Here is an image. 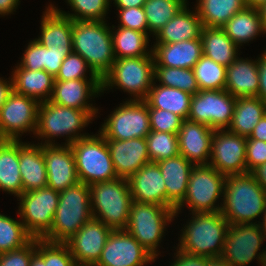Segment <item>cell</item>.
Wrapping results in <instances>:
<instances>
[{
	"instance_id": "26",
	"label": "cell",
	"mask_w": 266,
	"mask_h": 266,
	"mask_svg": "<svg viewBox=\"0 0 266 266\" xmlns=\"http://www.w3.org/2000/svg\"><path fill=\"white\" fill-rule=\"evenodd\" d=\"M225 90L233 97H257L259 91L258 58L238 56L226 71Z\"/></svg>"
},
{
	"instance_id": "40",
	"label": "cell",
	"mask_w": 266,
	"mask_h": 266,
	"mask_svg": "<svg viewBox=\"0 0 266 266\" xmlns=\"http://www.w3.org/2000/svg\"><path fill=\"white\" fill-rule=\"evenodd\" d=\"M154 80H158L159 85L177 88L191 95L200 91L193 69L155 66Z\"/></svg>"
},
{
	"instance_id": "60",
	"label": "cell",
	"mask_w": 266,
	"mask_h": 266,
	"mask_svg": "<svg viewBox=\"0 0 266 266\" xmlns=\"http://www.w3.org/2000/svg\"><path fill=\"white\" fill-rule=\"evenodd\" d=\"M30 266H48V263H45L44 259L35 252L32 255Z\"/></svg>"
},
{
	"instance_id": "65",
	"label": "cell",
	"mask_w": 266,
	"mask_h": 266,
	"mask_svg": "<svg viewBox=\"0 0 266 266\" xmlns=\"http://www.w3.org/2000/svg\"><path fill=\"white\" fill-rule=\"evenodd\" d=\"M75 266H96V265H89V264H76Z\"/></svg>"
},
{
	"instance_id": "52",
	"label": "cell",
	"mask_w": 266,
	"mask_h": 266,
	"mask_svg": "<svg viewBox=\"0 0 266 266\" xmlns=\"http://www.w3.org/2000/svg\"><path fill=\"white\" fill-rule=\"evenodd\" d=\"M174 253V261L169 266H206V259L208 257L191 255L178 249Z\"/></svg>"
},
{
	"instance_id": "45",
	"label": "cell",
	"mask_w": 266,
	"mask_h": 266,
	"mask_svg": "<svg viewBox=\"0 0 266 266\" xmlns=\"http://www.w3.org/2000/svg\"><path fill=\"white\" fill-rule=\"evenodd\" d=\"M89 71V76L86 73ZM73 79H100L90 68L88 63L77 53L71 52L62 62L60 70L55 77L57 81Z\"/></svg>"
},
{
	"instance_id": "20",
	"label": "cell",
	"mask_w": 266,
	"mask_h": 266,
	"mask_svg": "<svg viewBox=\"0 0 266 266\" xmlns=\"http://www.w3.org/2000/svg\"><path fill=\"white\" fill-rule=\"evenodd\" d=\"M106 143L118 178L128 180L144 165L151 162L145 138L106 139Z\"/></svg>"
},
{
	"instance_id": "63",
	"label": "cell",
	"mask_w": 266,
	"mask_h": 266,
	"mask_svg": "<svg viewBox=\"0 0 266 266\" xmlns=\"http://www.w3.org/2000/svg\"><path fill=\"white\" fill-rule=\"evenodd\" d=\"M261 217H263V218L259 219V225H260V227L262 228V230L264 231V233L266 235V208H265V211H264V213H263V215Z\"/></svg>"
},
{
	"instance_id": "58",
	"label": "cell",
	"mask_w": 266,
	"mask_h": 266,
	"mask_svg": "<svg viewBox=\"0 0 266 266\" xmlns=\"http://www.w3.org/2000/svg\"><path fill=\"white\" fill-rule=\"evenodd\" d=\"M251 173L254 175L261 187L266 191V163L254 169Z\"/></svg>"
},
{
	"instance_id": "25",
	"label": "cell",
	"mask_w": 266,
	"mask_h": 266,
	"mask_svg": "<svg viewBox=\"0 0 266 266\" xmlns=\"http://www.w3.org/2000/svg\"><path fill=\"white\" fill-rule=\"evenodd\" d=\"M151 48L155 66L192 69L203 55L201 39L154 43Z\"/></svg>"
},
{
	"instance_id": "9",
	"label": "cell",
	"mask_w": 266,
	"mask_h": 266,
	"mask_svg": "<svg viewBox=\"0 0 266 266\" xmlns=\"http://www.w3.org/2000/svg\"><path fill=\"white\" fill-rule=\"evenodd\" d=\"M225 180L226 176L213 166L195 165L190 172L185 198L175 208V218L185 205L191 213L221 211L219 199L223 201Z\"/></svg>"
},
{
	"instance_id": "64",
	"label": "cell",
	"mask_w": 266,
	"mask_h": 266,
	"mask_svg": "<svg viewBox=\"0 0 266 266\" xmlns=\"http://www.w3.org/2000/svg\"><path fill=\"white\" fill-rule=\"evenodd\" d=\"M262 266H266V248L264 250L263 259H262Z\"/></svg>"
},
{
	"instance_id": "1",
	"label": "cell",
	"mask_w": 266,
	"mask_h": 266,
	"mask_svg": "<svg viewBox=\"0 0 266 266\" xmlns=\"http://www.w3.org/2000/svg\"><path fill=\"white\" fill-rule=\"evenodd\" d=\"M98 111L99 109L69 108L50 101L40 102L34 136L42 139L39 143L41 145H56L53 140L55 137H65L66 141L62 145H70L89 135L81 131L92 123Z\"/></svg>"
},
{
	"instance_id": "44",
	"label": "cell",
	"mask_w": 266,
	"mask_h": 266,
	"mask_svg": "<svg viewBox=\"0 0 266 266\" xmlns=\"http://www.w3.org/2000/svg\"><path fill=\"white\" fill-rule=\"evenodd\" d=\"M36 252L48 266H75V260L66 243H53L36 239Z\"/></svg>"
},
{
	"instance_id": "54",
	"label": "cell",
	"mask_w": 266,
	"mask_h": 266,
	"mask_svg": "<svg viewBox=\"0 0 266 266\" xmlns=\"http://www.w3.org/2000/svg\"><path fill=\"white\" fill-rule=\"evenodd\" d=\"M3 77L0 78V108L5 104L7 101L8 97L13 91V81L12 77L10 76L7 79ZM7 80V81H6Z\"/></svg>"
},
{
	"instance_id": "42",
	"label": "cell",
	"mask_w": 266,
	"mask_h": 266,
	"mask_svg": "<svg viewBox=\"0 0 266 266\" xmlns=\"http://www.w3.org/2000/svg\"><path fill=\"white\" fill-rule=\"evenodd\" d=\"M111 0H66L74 13L65 12L54 6L61 14L73 21H106Z\"/></svg>"
},
{
	"instance_id": "47",
	"label": "cell",
	"mask_w": 266,
	"mask_h": 266,
	"mask_svg": "<svg viewBox=\"0 0 266 266\" xmlns=\"http://www.w3.org/2000/svg\"><path fill=\"white\" fill-rule=\"evenodd\" d=\"M119 18V27H125L148 35V24L143 7H130L126 9H117Z\"/></svg>"
},
{
	"instance_id": "17",
	"label": "cell",
	"mask_w": 266,
	"mask_h": 266,
	"mask_svg": "<svg viewBox=\"0 0 266 266\" xmlns=\"http://www.w3.org/2000/svg\"><path fill=\"white\" fill-rule=\"evenodd\" d=\"M148 252L126 230H112L96 266H146L155 262Z\"/></svg>"
},
{
	"instance_id": "8",
	"label": "cell",
	"mask_w": 266,
	"mask_h": 266,
	"mask_svg": "<svg viewBox=\"0 0 266 266\" xmlns=\"http://www.w3.org/2000/svg\"><path fill=\"white\" fill-rule=\"evenodd\" d=\"M82 137L70 144L80 182L88 186L118 178L106 139L99 133Z\"/></svg>"
},
{
	"instance_id": "14",
	"label": "cell",
	"mask_w": 266,
	"mask_h": 266,
	"mask_svg": "<svg viewBox=\"0 0 266 266\" xmlns=\"http://www.w3.org/2000/svg\"><path fill=\"white\" fill-rule=\"evenodd\" d=\"M236 98L224 90H200L192 95L189 120L210 128L227 129L232 120Z\"/></svg>"
},
{
	"instance_id": "29",
	"label": "cell",
	"mask_w": 266,
	"mask_h": 266,
	"mask_svg": "<svg viewBox=\"0 0 266 266\" xmlns=\"http://www.w3.org/2000/svg\"><path fill=\"white\" fill-rule=\"evenodd\" d=\"M187 3L163 28L155 35L154 43H176L201 39L202 22L197 10H190Z\"/></svg>"
},
{
	"instance_id": "32",
	"label": "cell",
	"mask_w": 266,
	"mask_h": 266,
	"mask_svg": "<svg viewBox=\"0 0 266 266\" xmlns=\"http://www.w3.org/2000/svg\"><path fill=\"white\" fill-rule=\"evenodd\" d=\"M203 55L228 67L238 58L239 47L227 36L222 27L203 26L201 31Z\"/></svg>"
},
{
	"instance_id": "51",
	"label": "cell",
	"mask_w": 266,
	"mask_h": 266,
	"mask_svg": "<svg viewBox=\"0 0 266 266\" xmlns=\"http://www.w3.org/2000/svg\"><path fill=\"white\" fill-rule=\"evenodd\" d=\"M71 52L72 51L48 50L43 46V70L55 78L60 70L62 62Z\"/></svg>"
},
{
	"instance_id": "4",
	"label": "cell",
	"mask_w": 266,
	"mask_h": 266,
	"mask_svg": "<svg viewBox=\"0 0 266 266\" xmlns=\"http://www.w3.org/2000/svg\"><path fill=\"white\" fill-rule=\"evenodd\" d=\"M73 52L79 54L102 79L114 61L111 26L106 21H73Z\"/></svg>"
},
{
	"instance_id": "43",
	"label": "cell",
	"mask_w": 266,
	"mask_h": 266,
	"mask_svg": "<svg viewBox=\"0 0 266 266\" xmlns=\"http://www.w3.org/2000/svg\"><path fill=\"white\" fill-rule=\"evenodd\" d=\"M145 139L153 163L180 155L178 134L151 130Z\"/></svg>"
},
{
	"instance_id": "33",
	"label": "cell",
	"mask_w": 266,
	"mask_h": 266,
	"mask_svg": "<svg viewBox=\"0 0 266 266\" xmlns=\"http://www.w3.org/2000/svg\"><path fill=\"white\" fill-rule=\"evenodd\" d=\"M222 28L239 48L255 40L259 34H266L258 8L248 6L235 13Z\"/></svg>"
},
{
	"instance_id": "10",
	"label": "cell",
	"mask_w": 266,
	"mask_h": 266,
	"mask_svg": "<svg viewBox=\"0 0 266 266\" xmlns=\"http://www.w3.org/2000/svg\"><path fill=\"white\" fill-rule=\"evenodd\" d=\"M174 218L175 210L171 208L133 200L125 230L157 258L160 254L157 249H159V243H161L165 231H167L166 226Z\"/></svg>"
},
{
	"instance_id": "23",
	"label": "cell",
	"mask_w": 266,
	"mask_h": 266,
	"mask_svg": "<svg viewBox=\"0 0 266 266\" xmlns=\"http://www.w3.org/2000/svg\"><path fill=\"white\" fill-rule=\"evenodd\" d=\"M132 200L167 206V189L157 163L150 162L129 179Z\"/></svg>"
},
{
	"instance_id": "18",
	"label": "cell",
	"mask_w": 266,
	"mask_h": 266,
	"mask_svg": "<svg viewBox=\"0 0 266 266\" xmlns=\"http://www.w3.org/2000/svg\"><path fill=\"white\" fill-rule=\"evenodd\" d=\"M112 229L95 218L83 224L66 242L76 264L95 265Z\"/></svg>"
},
{
	"instance_id": "22",
	"label": "cell",
	"mask_w": 266,
	"mask_h": 266,
	"mask_svg": "<svg viewBox=\"0 0 266 266\" xmlns=\"http://www.w3.org/2000/svg\"><path fill=\"white\" fill-rule=\"evenodd\" d=\"M101 93V79L55 80L49 101L75 109H99L93 103L89 102L92 98L99 97Z\"/></svg>"
},
{
	"instance_id": "2",
	"label": "cell",
	"mask_w": 266,
	"mask_h": 266,
	"mask_svg": "<svg viewBox=\"0 0 266 266\" xmlns=\"http://www.w3.org/2000/svg\"><path fill=\"white\" fill-rule=\"evenodd\" d=\"M221 204L220 212L230 225L259 223L255 220L265 211L266 191L251 172L229 175L226 176Z\"/></svg>"
},
{
	"instance_id": "11",
	"label": "cell",
	"mask_w": 266,
	"mask_h": 266,
	"mask_svg": "<svg viewBox=\"0 0 266 266\" xmlns=\"http://www.w3.org/2000/svg\"><path fill=\"white\" fill-rule=\"evenodd\" d=\"M109 115L98 131L105 139L146 138L151 132L148 103L145 100L127 99Z\"/></svg>"
},
{
	"instance_id": "53",
	"label": "cell",
	"mask_w": 266,
	"mask_h": 266,
	"mask_svg": "<svg viewBox=\"0 0 266 266\" xmlns=\"http://www.w3.org/2000/svg\"><path fill=\"white\" fill-rule=\"evenodd\" d=\"M259 91L258 97L266 102V49L258 57Z\"/></svg>"
},
{
	"instance_id": "15",
	"label": "cell",
	"mask_w": 266,
	"mask_h": 266,
	"mask_svg": "<svg viewBox=\"0 0 266 266\" xmlns=\"http://www.w3.org/2000/svg\"><path fill=\"white\" fill-rule=\"evenodd\" d=\"M39 104L38 100L13 90L0 108V139L20 140L24 132L34 135Z\"/></svg>"
},
{
	"instance_id": "28",
	"label": "cell",
	"mask_w": 266,
	"mask_h": 266,
	"mask_svg": "<svg viewBox=\"0 0 266 266\" xmlns=\"http://www.w3.org/2000/svg\"><path fill=\"white\" fill-rule=\"evenodd\" d=\"M167 189V206L172 210L184 200L189 176L194 165L178 155L157 162Z\"/></svg>"
},
{
	"instance_id": "48",
	"label": "cell",
	"mask_w": 266,
	"mask_h": 266,
	"mask_svg": "<svg viewBox=\"0 0 266 266\" xmlns=\"http://www.w3.org/2000/svg\"><path fill=\"white\" fill-rule=\"evenodd\" d=\"M36 252V238L27 245L0 254V266H30L32 255Z\"/></svg>"
},
{
	"instance_id": "12",
	"label": "cell",
	"mask_w": 266,
	"mask_h": 266,
	"mask_svg": "<svg viewBox=\"0 0 266 266\" xmlns=\"http://www.w3.org/2000/svg\"><path fill=\"white\" fill-rule=\"evenodd\" d=\"M17 199L18 217L28 233L42 239L51 229L59 203V192L45 187L22 193Z\"/></svg>"
},
{
	"instance_id": "13",
	"label": "cell",
	"mask_w": 266,
	"mask_h": 266,
	"mask_svg": "<svg viewBox=\"0 0 266 266\" xmlns=\"http://www.w3.org/2000/svg\"><path fill=\"white\" fill-rule=\"evenodd\" d=\"M266 235L259 223L230 225L225 236L221 257L230 266H247L253 260L262 264ZM260 251V252H258Z\"/></svg>"
},
{
	"instance_id": "21",
	"label": "cell",
	"mask_w": 266,
	"mask_h": 266,
	"mask_svg": "<svg viewBox=\"0 0 266 266\" xmlns=\"http://www.w3.org/2000/svg\"><path fill=\"white\" fill-rule=\"evenodd\" d=\"M214 129L189 119L183 120L178 132L180 155L195 165H206L210 159Z\"/></svg>"
},
{
	"instance_id": "19",
	"label": "cell",
	"mask_w": 266,
	"mask_h": 266,
	"mask_svg": "<svg viewBox=\"0 0 266 266\" xmlns=\"http://www.w3.org/2000/svg\"><path fill=\"white\" fill-rule=\"evenodd\" d=\"M46 165L47 187L61 192L80 182L70 145H42Z\"/></svg>"
},
{
	"instance_id": "35",
	"label": "cell",
	"mask_w": 266,
	"mask_h": 266,
	"mask_svg": "<svg viewBox=\"0 0 266 266\" xmlns=\"http://www.w3.org/2000/svg\"><path fill=\"white\" fill-rule=\"evenodd\" d=\"M192 95L177 88L156 84L154 81L145 101L152 107L170 111L183 120L188 118Z\"/></svg>"
},
{
	"instance_id": "55",
	"label": "cell",
	"mask_w": 266,
	"mask_h": 266,
	"mask_svg": "<svg viewBox=\"0 0 266 266\" xmlns=\"http://www.w3.org/2000/svg\"><path fill=\"white\" fill-rule=\"evenodd\" d=\"M266 142V114L260 119L259 123L254 127L253 132L248 137Z\"/></svg>"
},
{
	"instance_id": "50",
	"label": "cell",
	"mask_w": 266,
	"mask_h": 266,
	"mask_svg": "<svg viewBox=\"0 0 266 266\" xmlns=\"http://www.w3.org/2000/svg\"><path fill=\"white\" fill-rule=\"evenodd\" d=\"M18 64L28 70H43V45L36 39L29 41Z\"/></svg>"
},
{
	"instance_id": "5",
	"label": "cell",
	"mask_w": 266,
	"mask_h": 266,
	"mask_svg": "<svg viewBox=\"0 0 266 266\" xmlns=\"http://www.w3.org/2000/svg\"><path fill=\"white\" fill-rule=\"evenodd\" d=\"M92 218L90 187L78 182L59 192L53 225L42 239L53 243H66Z\"/></svg>"
},
{
	"instance_id": "3",
	"label": "cell",
	"mask_w": 266,
	"mask_h": 266,
	"mask_svg": "<svg viewBox=\"0 0 266 266\" xmlns=\"http://www.w3.org/2000/svg\"><path fill=\"white\" fill-rule=\"evenodd\" d=\"M190 214L192 219L180 230L177 248L191 255L221 256L230 226L226 218L220 211Z\"/></svg>"
},
{
	"instance_id": "61",
	"label": "cell",
	"mask_w": 266,
	"mask_h": 266,
	"mask_svg": "<svg viewBox=\"0 0 266 266\" xmlns=\"http://www.w3.org/2000/svg\"><path fill=\"white\" fill-rule=\"evenodd\" d=\"M258 10L261 16L262 28L264 32L266 33V3L258 7Z\"/></svg>"
},
{
	"instance_id": "31",
	"label": "cell",
	"mask_w": 266,
	"mask_h": 266,
	"mask_svg": "<svg viewBox=\"0 0 266 266\" xmlns=\"http://www.w3.org/2000/svg\"><path fill=\"white\" fill-rule=\"evenodd\" d=\"M0 190L17 198L23 193L19 171V140L0 139Z\"/></svg>"
},
{
	"instance_id": "7",
	"label": "cell",
	"mask_w": 266,
	"mask_h": 266,
	"mask_svg": "<svg viewBox=\"0 0 266 266\" xmlns=\"http://www.w3.org/2000/svg\"><path fill=\"white\" fill-rule=\"evenodd\" d=\"M154 74L153 56L115 59L110 71L101 79L102 94L117 86L116 89L130 94V100H145L155 81Z\"/></svg>"
},
{
	"instance_id": "30",
	"label": "cell",
	"mask_w": 266,
	"mask_h": 266,
	"mask_svg": "<svg viewBox=\"0 0 266 266\" xmlns=\"http://www.w3.org/2000/svg\"><path fill=\"white\" fill-rule=\"evenodd\" d=\"M13 90L39 102L49 101L55 78L45 70H28L19 64L12 71Z\"/></svg>"
},
{
	"instance_id": "49",
	"label": "cell",
	"mask_w": 266,
	"mask_h": 266,
	"mask_svg": "<svg viewBox=\"0 0 266 266\" xmlns=\"http://www.w3.org/2000/svg\"><path fill=\"white\" fill-rule=\"evenodd\" d=\"M266 163V142L246 137V167L247 172Z\"/></svg>"
},
{
	"instance_id": "59",
	"label": "cell",
	"mask_w": 266,
	"mask_h": 266,
	"mask_svg": "<svg viewBox=\"0 0 266 266\" xmlns=\"http://www.w3.org/2000/svg\"><path fill=\"white\" fill-rule=\"evenodd\" d=\"M206 266H230L221 256L206 259Z\"/></svg>"
},
{
	"instance_id": "46",
	"label": "cell",
	"mask_w": 266,
	"mask_h": 266,
	"mask_svg": "<svg viewBox=\"0 0 266 266\" xmlns=\"http://www.w3.org/2000/svg\"><path fill=\"white\" fill-rule=\"evenodd\" d=\"M150 128L152 131L178 134L183 119L167 110L152 108L148 104Z\"/></svg>"
},
{
	"instance_id": "62",
	"label": "cell",
	"mask_w": 266,
	"mask_h": 266,
	"mask_svg": "<svg viewBox=\"0 0 266 266\" xmlns=\"http://www.w3.org/2000/svg\"><path fill=\"white\" fill-rule=\"evenodd\" d=\"M244 1H245L246 6L254 7V8H258L262 4L266 3V0H244Z\"/></svg>"
},
{
	"instance_id": "24",
	"label": "cell",
	"mask_w": 266,
	"mask_h": 266,
	"mask_svg": "<svg viewBox=\"0 0 266 266\" xmlns=\"http://www.w3.org/2000/svg\"><path fill=\"white\" fill-rule=\"evenodd\" d=\"M42 14L41 35L35 39L48 50L73 51V20L61 14L52 2Z\"/></svg>"
},
{
	"instance_id": "34",
	"label": "cell",
	"mask_w": 266,
	"mask_h": 266,
	"mask_svg": "<svg viewBox=\"0 0 266 266\" xmlns=\"http://www.w3.org/2000/svg\"><path fill=\"white\" fill-rule=\"evenodd\" d=\"M265 114L266 102L258 96L236 98L232 120L227 130L249 137Z\"/></svg>"
},
{
	"instance_id": "6",
	"label": "cell",
	"mask_w": 266,
	"mask_h": 266,
	"mask_svg": "<svg viewBox=\"0 0 266 266\" xmlns=\"http://www.w3.org/2000/svg\"><path fill=\"white\" fill-rule=\"evenodd\" d=\"M89 187L93 218L112 230H125L133 201L128 180L116 178Z\"/></svg>"
},
{
	"instance_id": "57",
	"label": "cell",
	"mask_w": 266,
	"mask_h": 266,
	"mask_svg": "<svg viewBox=\"0 0 266 266\" xmlns=\"http://www.w3.org/2000/svg\"><path fill=\"white\" fill-rule=\"evenodd\" d=\"M117 9H126L130 7H143L147 0H111Z\"/></svg>"
},
{
	"instance_id": "16",
	"label": "cell",
	"mask_w": 266,
	"mask_h": 266,
	"mask_svg": "<svg viewBox=\"0 0 266 266\" xmlns=\"http://www.w3.org/2000/svg\"><path fill=\"white\" fill-rule=\"evenodd\" d=\"M208 165L225 176L247 173L246 137L227 129L214 130Z\"/></svg>"
},
{
	"instance_id": "38",
	"label": "cell",
	"mask_w": 266,
	"mask_h": 266,
	"mask_svg": "<svg viewBox=\"0 0 266 266\" xmlns=\"http://www.w3.org/2000/svg\"><path fill=\"white\" fill-rule=\"evenodd\" d=\"M187 3V0H147L143 8L147 18L148 34H153L154 37Z\"/></svg>"
},
{
	"instance_id": "27",
	"label": "cell",
	"mask_w": 266,
	"mask_h": 266,
	"mask_svg": "<svg viewBox=\"0 0 266 266\" xmlns=\"http://www.w3.org/2000/svg\"><path fill=\"white\" fill-rule=\"evenodd\" d=\"M19 171L23 193L47 187L46 165L42 145L19 140Z\"/></svg>"
},
{
	"instance_id": "39",
	"label": "cell",
	"mask_w": 266,
	"mask_h": 266,
	"mask_svg": "<svg viewBox=\"0 0 266 266\" xmlns=\"http://www.w3.org/2000/svg\"><path fill=\"white\" fill-rule=\"evenodd\" d=\"M200 90H224L227 67L202 55L192 68Z\"/></svg>"
},
{
	"instance_id": "56",
	"label": "cell",
	"mask_w": 266,
	"mask_h": 266,
	"mask_svg": "<svg viewBox=\"0 0 266 266\" xmlns=\"http://www.w3.org/2000/svg\"><path fill=\"white\" fill-rule=\"evenodd\" d=\"M19 4L20 0H0V16L14 14L13 12L16 11Z\"/></svg>"
},
{
	"instance_id": "41",
	"label": "cell",
	"mask_w": 266,
	"mask_h": 266,
	"mask_svg": "<svg viewBox=\"0 0 266 266\" xmlns=\"http://www.w3.org/2000/svg\"><path fill=\"white\" fill-rule=\"evenodd\" d=\"M32 239L21 220L0 213V254L19 249Z\"/></svg>"
},
{
	"instance_id": "36",
	"label": "cell",
	"mask_w": 266,
	"mask_h": 266,
	"mask_svg": "<svg viewBox=\"0 0 266 266\" xmlns=\"http://www.w3.org/2000/svg\"><path fill=\"white\" fill-rule=\"evenodd\" d=\"M111 27L113 51L116 59L140 56H153L149 49L150 35L125 27Z\"/></svg>"
},
{
	"instance_id": "37",
	"label": "cell",
	"mask_w": 266,
	"mask_h": 266,
	"mask_svg": "<svg viewBox=\"0 0 266 266\" xmlns=\"http://www.w3.org/2000/svg\"><path fill=\"white\" fill-rule=\"evenodd\" d=\"M198 16L203 26L223 27L230 18L246 7L244 0H196Z\"/></svg>"
}]
</instances>
